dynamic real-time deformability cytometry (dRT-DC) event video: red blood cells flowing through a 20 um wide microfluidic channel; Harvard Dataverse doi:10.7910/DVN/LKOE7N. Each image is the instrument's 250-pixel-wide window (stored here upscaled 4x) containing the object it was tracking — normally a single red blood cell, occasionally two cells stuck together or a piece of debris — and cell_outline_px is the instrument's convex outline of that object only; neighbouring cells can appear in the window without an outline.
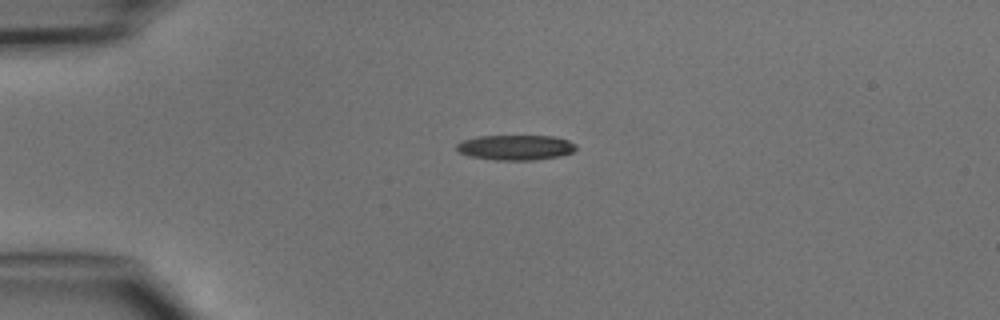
{"species": "common noctule bat (a hibernating species)", "species_latin": "Nyctalus noctula", "temperature_condition": "cold", "stored_images_in_passage": 3, "camera_frame_rate_fps": 3000, "um_per_image_px": 0.085, "animal": {"sex": "male", "body_mass_g": 15.6}, "frame": {"image": 1, "passage_image": 1, "time_ms": 0.0, "image_size_px": [1000, 320], "cell_outline_px": [[576, 148], [572, 152], [560, 156], [532, 160], [496, 160], [472, 156], [460, 152], [456, 148], [456, 144], [460, 140], [476, 136], [556, 136], [568, 140], [576, 144]], "centroid_in_image_um": [43.82, 12.52], "position_along_channel_um": 41.2, "area_um2": 17.51}}